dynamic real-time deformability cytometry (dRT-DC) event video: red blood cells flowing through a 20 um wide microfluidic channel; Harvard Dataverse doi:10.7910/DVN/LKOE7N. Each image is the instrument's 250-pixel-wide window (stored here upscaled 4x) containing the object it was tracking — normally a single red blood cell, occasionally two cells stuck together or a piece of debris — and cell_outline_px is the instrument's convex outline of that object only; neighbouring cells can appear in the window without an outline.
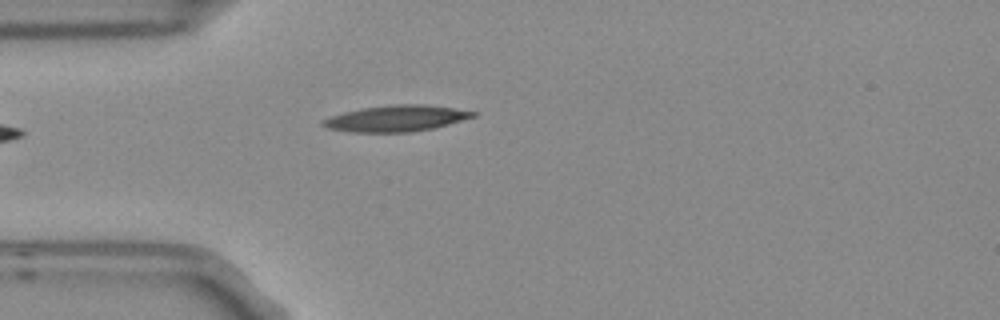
{"species": "Egyptian fruit bat (a non-hibernating species)", "species_latin": "Rousettus aegyptiacus", "temperature_condition": "room temperature", "stored_images_in_passage": 4, "camera_frame_rate_fps": 3000, "um_per_image_px": 0.085, "frame": {"image": 1, "passage_image": 4, "time_ms": 1.0, "image_size_px": [1000, 320], "cell_outline_px": [[476, 116], [448, 124], [432, 128], [408, 132], [352, 132], [328, 128], [320, 124], [324, 120], [332, 116], [344, 112], [364, 108], [392, 104], [424, 104], [452, 108], [476, 112]], "centroid_in_image_um": [33.68, 10.06], "position_along_channel_um": 51.3, "area_um2": 22.48}}